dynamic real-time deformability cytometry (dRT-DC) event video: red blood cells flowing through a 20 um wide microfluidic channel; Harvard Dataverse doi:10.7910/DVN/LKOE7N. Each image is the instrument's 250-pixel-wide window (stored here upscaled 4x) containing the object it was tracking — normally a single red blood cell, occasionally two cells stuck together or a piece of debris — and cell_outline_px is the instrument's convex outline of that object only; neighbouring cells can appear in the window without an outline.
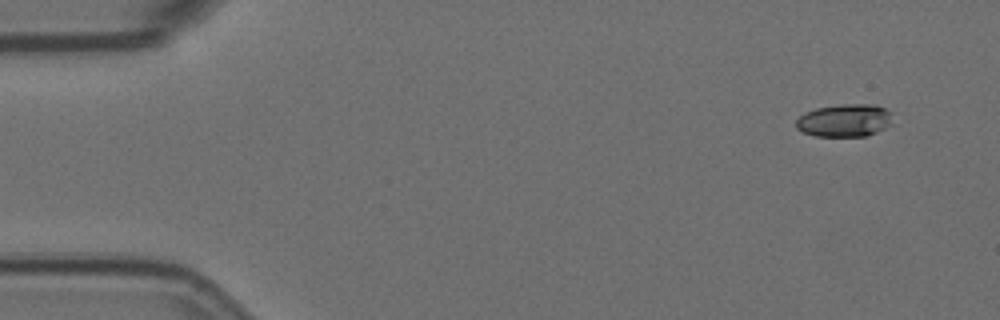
{"species": "Egyptian fruit bat (a non-hibernating species)", "species_latin": "Rousettus aegyptiacus", "temperature_condition": "room temperature", "stored_images_in_passage": 5, "camera_frame_rate_fps": 3000, "um_per_image_px": 0.085, "animal": {"sex": "female"}, "frame": {"image": 1, "passage_image": 1, "time_ms": 0.0, "image_size_px": [1000, 320], "cell_outline_px": [[892, 124], [868, 136], [816, 136], [804, 132], [796, 128], [796, 120], [804, 112], [816, 108], [840, 104], [876, 104], [892, 112]], "centroid_in_image_um": [71.81, 10.22], "position_along_channel_um": 13.2, "area_um2": 18.61}}
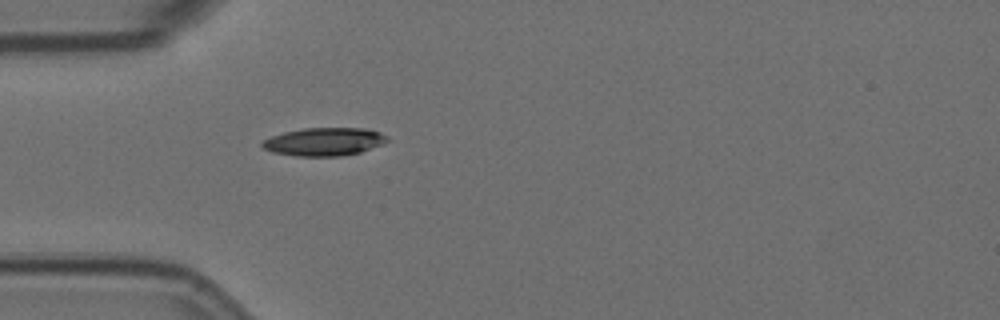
{"frame": {"image": 2, "passage_image": 5, "time_ms": 1.333, "image_size_px": [1000, 320], "cell_outline_px": [[388, 140], [384, 144], [360, 152], [340, 156], [296, 156], [272, 152], [264, 148], [260, 144], [264, 140], [272, 136], [284, 132], [304, 128], [364, 128], [380, 132], [388, 136]], "centroid_in_image_um": [27.58, 12.04], "position_along_channel_um": 57.4, "area_um2": 20.46}}